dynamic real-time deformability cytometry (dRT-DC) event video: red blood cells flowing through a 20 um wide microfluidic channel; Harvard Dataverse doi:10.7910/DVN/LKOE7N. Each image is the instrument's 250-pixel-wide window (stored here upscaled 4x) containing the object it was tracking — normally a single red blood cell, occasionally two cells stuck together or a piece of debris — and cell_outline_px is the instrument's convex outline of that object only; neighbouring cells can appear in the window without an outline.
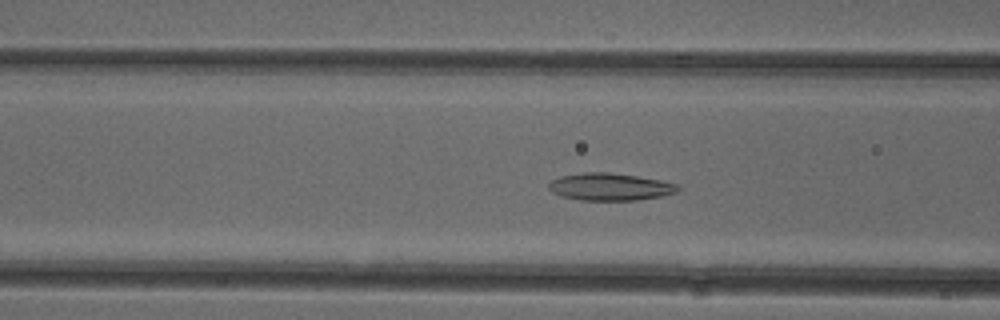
{"species": "common noctule bat (a hibernating species)", "species_latin": "Nyctalus noctula", "temperature_condition": "cold", "stored_images_in_passage": 51, "camera_frame_rate_fps": 3000, "um_per_image_px": 0.085, "animal": {"sex": "female"}, "frame": {"image": 1, "passage_image": 19, "time_ms": 6.0, "image_size_px": [1000, 320], "cell_outline_px": [[680, 188], [676, 192], [664, 196], [636, 200], [580, 200], [564, 196], [552, 192], [548, 188], [548, 184], [552, 180], [560, 176], [584, 172], [608, 172], [636, 176], [660, 180], [676, 184]], "centroid_in_image_um": [51.85, 15.88], "position_along_channel_um": 114.8, "area_um2": 20.46}}
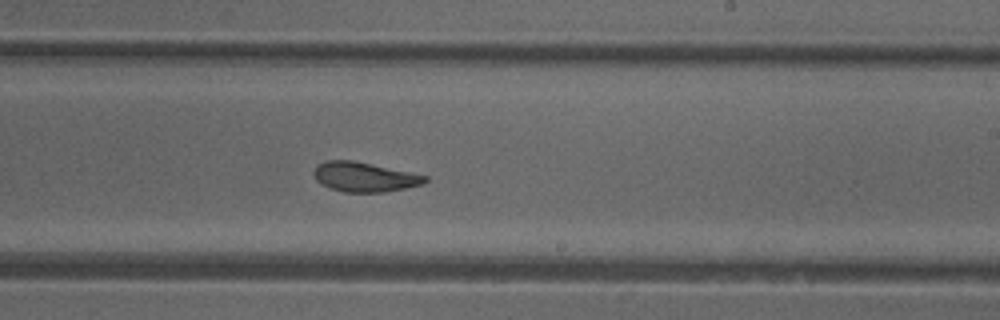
{"frame": {"image": 2, "passage_image": 30, "time_ms": 9.667, "image_size_px": [1000, 320], "cell_outline_px": [[428, 180], [424, 184], [384, 192], [344, 192], [328, 188], [320, 184], [316, 180], [312, 172], [316, 164], [324, 160], [352, 160], [428, 176]], "centroid_in_image_um": [30.91, 15.04], "position_along_channel_um": 258.1, "area_um2": 19.31}}
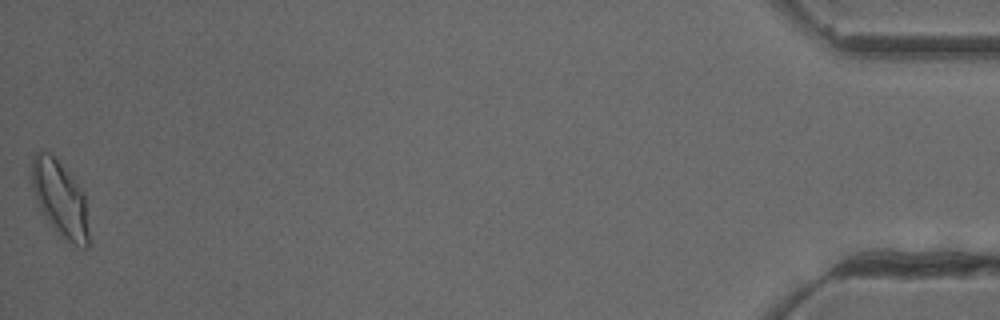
{"frame": {"image": 3, "passage_image": 51, "time_ms": 16.667, "image_size_px": [1000, 320], "cell_outline_px": [[88, 248], [80, 248], [72, 244], [44, 216], [36, 200], [32, 184], [32, 160], [36, 152], [48, 152], [60, 164], [84, 196], [88, 232]], "centroid_in_image_um": [5.09, 16.92], "position_along_channel_um": 430.1, "area_um2": 23.87}, "authors_computed_cell_mechanics": {"area_um2": 20.4612, "velocity_mm_per_s": 3.9116, "shape_relaxation_time_tau1_ms": 9.8426, "shape_relaxation_time_tau2_ms": 2.1995, "deformation_change_tau1": 0.2055, "deformation_change_tau2": 0.0892}}